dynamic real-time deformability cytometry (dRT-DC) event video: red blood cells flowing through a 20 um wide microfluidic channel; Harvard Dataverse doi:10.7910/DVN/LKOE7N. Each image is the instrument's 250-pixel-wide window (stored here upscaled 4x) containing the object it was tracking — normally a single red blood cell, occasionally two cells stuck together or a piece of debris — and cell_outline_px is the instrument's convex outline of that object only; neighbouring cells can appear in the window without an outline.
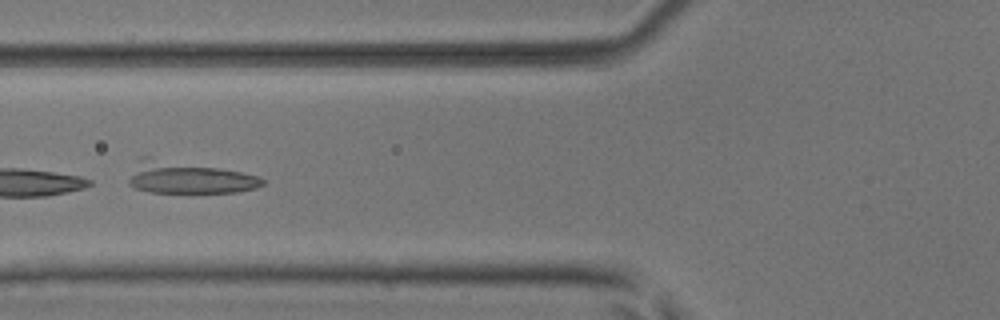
{"species": "common noctule bat (a hibernating species)", "species_latin": "Nyctalus noctula", "temperature_condition": "room temperature", "stored_images_in_passage": 6, "camera_frame_rate_fps": 3000, "um_per_image_px": 0.085, "animal": {"sex": "male", "body_mass_g": 17.9, "forearm_length_mm": 54.2}, "frame": {"image": 1, "passage_image": 6, "time_ms": 1.667, "image_size_px": [1000, 320], "cell_outline_px": [[264, 184], [256, 188], [236, 192], [148, 192], [136, 188], [128, 184], [128, 180], [136, 156], [148, 156], [240, 172], [260, 176], [264, 180]], "centroid_in_image_um": [15.93, 15.08], "position_along_channel_um": 109.9, "area_um2": 24.97}}